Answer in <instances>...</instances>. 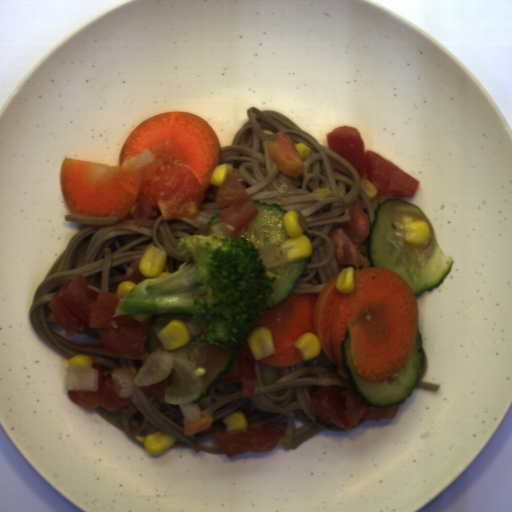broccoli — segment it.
Segmentation results:
<instances>
[{"instance_id": "obj_1", "label": "broccoli", "mask_w": 512, "mask_h": 512, "mask_svg": "<svg viewBox=\"0 0 512 512\" xmlns=\"http://www.w3.org/2000/svg\"><path fill=\"white\" fill-rule=\"evenodd\" d=\"M175 248L185 260L178 270L136 283L119 299L113 318L131 315L140 323L155 315L190 314L203 329L200 342L222 350L247 342L277 280L258 259L253 241L197 234L179 237Z\"/></svg>"}]
</instances>
